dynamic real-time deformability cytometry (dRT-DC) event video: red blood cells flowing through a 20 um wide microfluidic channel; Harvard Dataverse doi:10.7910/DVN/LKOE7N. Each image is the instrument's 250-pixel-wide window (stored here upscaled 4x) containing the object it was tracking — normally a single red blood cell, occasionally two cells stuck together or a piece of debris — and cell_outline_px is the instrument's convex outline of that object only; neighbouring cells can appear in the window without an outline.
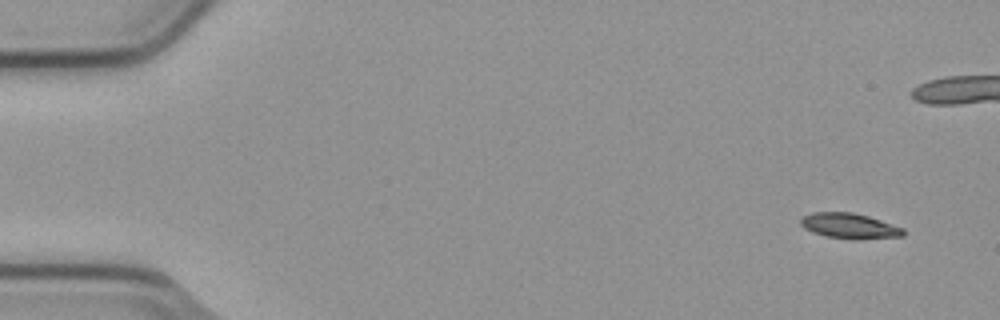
{"species": "common noctule bat (a hibernating species)", "species_latin": "Nyctalus noctula", "temperature_condition": "cold", "stored_images_in_passage": 5, "camera_frame_rate_fps": 3000, "um_per_image_px": 0.085, "animal": {"sex": "male", "body_mass_g": 23.1, "forearm_length_mm": 52.7}, "frame": {"image": 1, "passage_image": 1, "time_ms": 0.0, "image_size_px": [1000, 320], "cell_outline_px": [[904, 236], [860, 240], [856, 240], [828, 236], [812, 232], [804, 228], [800, 224], [800, 220], [804, 216], [812, 212], [852, 212], [868, 216], [904, 228]], "centroid_in_image_um": [72.22, 19.21], "position_along_channel_um": 12.8, "area_um2": 15.2}}